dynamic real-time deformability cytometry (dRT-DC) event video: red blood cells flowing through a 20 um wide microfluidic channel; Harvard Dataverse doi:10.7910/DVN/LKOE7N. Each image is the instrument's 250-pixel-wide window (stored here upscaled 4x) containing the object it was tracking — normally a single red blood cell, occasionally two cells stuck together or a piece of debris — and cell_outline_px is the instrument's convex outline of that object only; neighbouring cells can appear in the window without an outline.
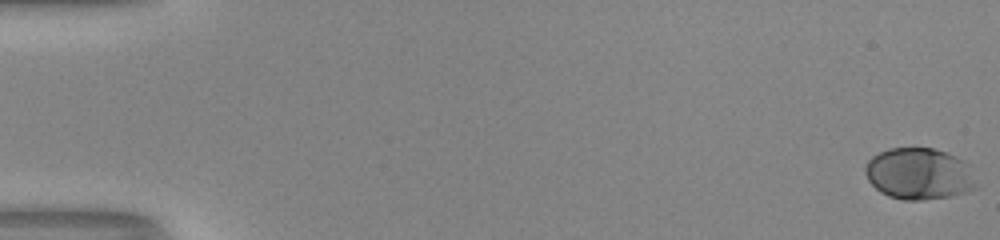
{"species": "human", "species_latin": "Homo sapiens", "temperature_condition": "room temperature", "stored_images_in_passage": 54, "camera_frame_rate_fps": 3000, "um_per_image_px": 0.085, "donor": {"sex": "male"}, "frame": {"image": 1, "passage_image": 1, "time_ms": 0.0, "image_size_px": [1000, 240], "cell_outline_px": [[976, 188], [952, 196], [920, 200], [904, 200], [888, 196], [880, 192], [868, 180], [864, 172], [864, 168], [868, 160], [872, 156], [880, 152], [892, 148], [932, 148], [948, 152], [960, 160]], "centroid_in_image_um": [78.0, 14.78], "position_along_channel_um": 7.0, "area_um2": 32.54}}
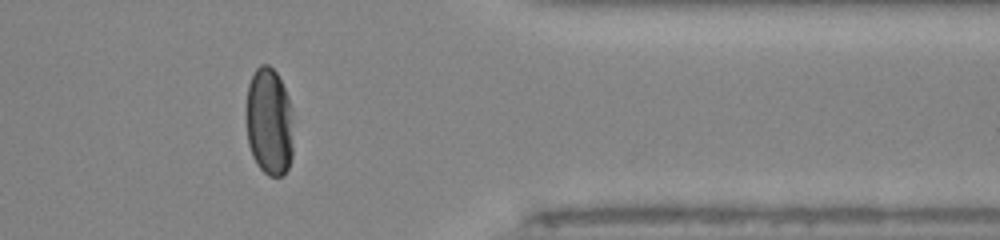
{"frame": {"image": 2, "passage_image": 45, "time_ms": 14.667, "image_size_px": [1000, 240], "cell_outline_px": [[292, 156], [288, 168], [284, 176], [268, 176], [256, 164], [252, 156], [248, 144], [244, 116], [244, 112], [248, 84], [256, 68], [260, 64], [268, 64], [276, 72], [288, 96], [292, 108]], "centroid_in_image_um": [22.85, 10.35], "position_along_channel_um": 388.6, "area_um2": 30.46}}
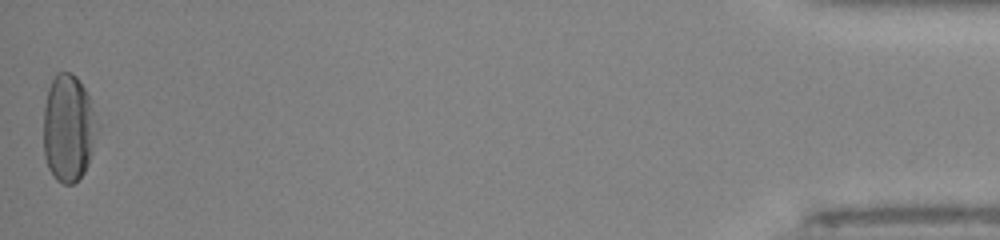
{"frame": {"image": 3, "passage_image": 54, "time_ms": 17.667, "image_size_px": [1000, 240], "cell_outline_px": [[100, 128], [88, 164], [84, 172], [72, 184], [64, 184], [56, 180], [48, 168], [44, 156], [44, 108], [48, 88], [56, 72], [72, 72], [76, 76], [84, 88], [88, 96], [100, 124]], "centroid_in_image_um": [5.83, 10.89], "position_along_channel_um": 429.4, "area_um2": 33.99}, "authors_computed_cell_mechanics": {"area_um2": 32.7148, "velocity_mm_per_s": 4.0011, "shape_relaxation_time_tau1_ms": 3.7114, "shape_relaxation_time_tau2_ms": null, "deformation_change_tau1": 0.1803, "deformation_change_tau2": null}}